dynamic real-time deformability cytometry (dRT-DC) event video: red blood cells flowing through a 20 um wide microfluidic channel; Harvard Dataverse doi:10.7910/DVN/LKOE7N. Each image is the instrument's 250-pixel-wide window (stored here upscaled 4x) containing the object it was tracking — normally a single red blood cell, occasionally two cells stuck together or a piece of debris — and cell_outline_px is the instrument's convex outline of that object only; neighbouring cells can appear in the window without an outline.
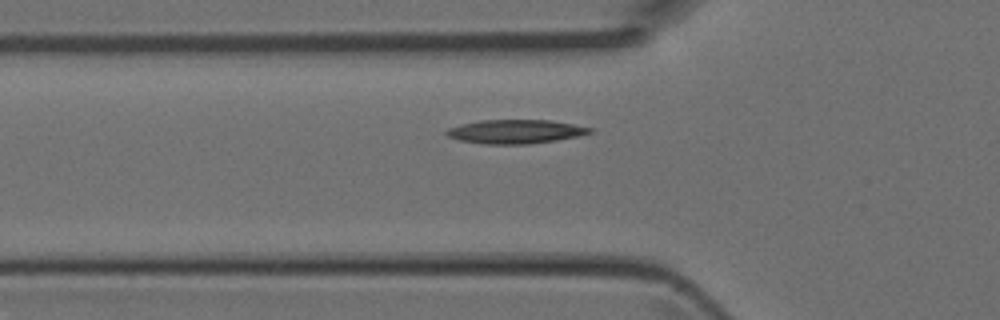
{"species": "Egyptian fruit bat (a non-hibernating species)", "species_latin": "Rousettus aegyptiacus", "temperature_condition": "room temperature", "stored_images_in_passage": 2, "camera_frame_rate_fps": 3000, "um_per_image_px": 0.085, "animal": {"sex": "female"}, "frame": {"image": 1, "passage_image": 2, "time_ms": 0.333, "image_size_px": [1000, 320], "cell_outline_px": [[596, 128], [592, 132], [580, 136], [556, 140], [528, 144], [484, 144], [460, 140], [448, 136], [444, 132], [448, 128], [480, 120], [548, 120]], "centroid_in_image_um": [43.86, 11.18], "position_along_channel_um": 81.9, "area_um2": 19.88}}